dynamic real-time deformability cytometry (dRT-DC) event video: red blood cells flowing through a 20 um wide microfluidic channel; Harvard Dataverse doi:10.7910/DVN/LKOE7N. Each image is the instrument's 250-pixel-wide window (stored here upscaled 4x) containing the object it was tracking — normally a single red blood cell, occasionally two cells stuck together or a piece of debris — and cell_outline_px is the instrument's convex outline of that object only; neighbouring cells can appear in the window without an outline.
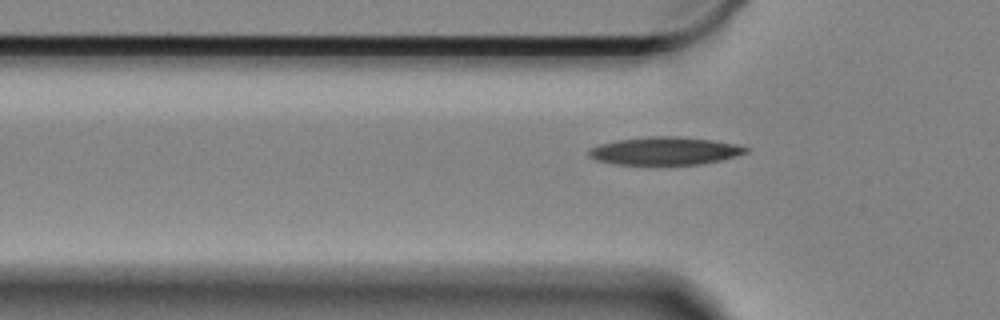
{"species": "Egyptian fruit bat (a non-hibernating species)", "species_latin": "Rousettus aegyptiacus", "temperature_condition": "cold", "stored_images_in_passage": 31, "camera_frame_rate_fps": 3000, "um_per_image_px": 0.085, "animal": {"sex": "female"}, "frame": {"image": 1, "passage_image": 4, "time_ms": 1.0, "image_size_px": [1000, 320], "cell_outline_px": [[748, 152], [736, 156], [720, 160], [700, 164], [616, 164], [596, 160], [588, 156], [588, 148], [600, 144], [616, 140], [648, 136], [676, 136], [712, 140], [736, 144], [748, 148]], "centroid_in_image_um": [56.48, 12.82], "position_along_channel_um": 69.3, "area_um2": 25.43}}
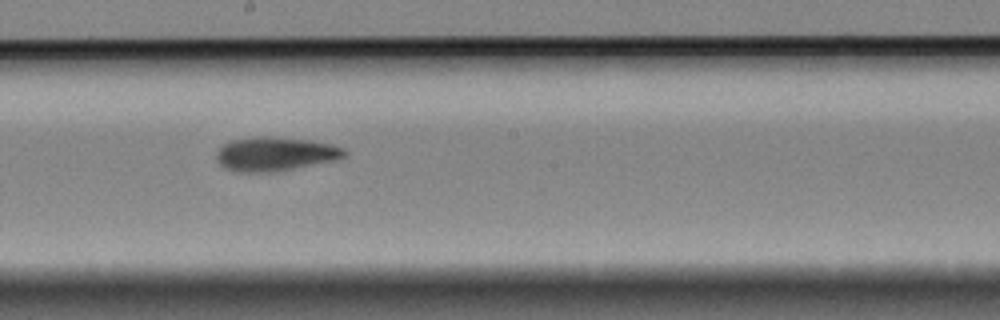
{"frame": {"image": 2, "passage_image": 18, "time_ms": 5.667, "image_size_px": [1000, 320], "cell_outline_px": [[348, 152], [344, 156], [332, 160], [276, 172], [236, 172], [224, 168], [216, 160], [216, 152], [228, 140], [256, 136], [276, 136], [312, 140], [332, 144], [344, 148]], "centroid_in_image_um": [23.35, 13.07], "position_along_channel_um": 224.9, "area_um2": 25.61}}
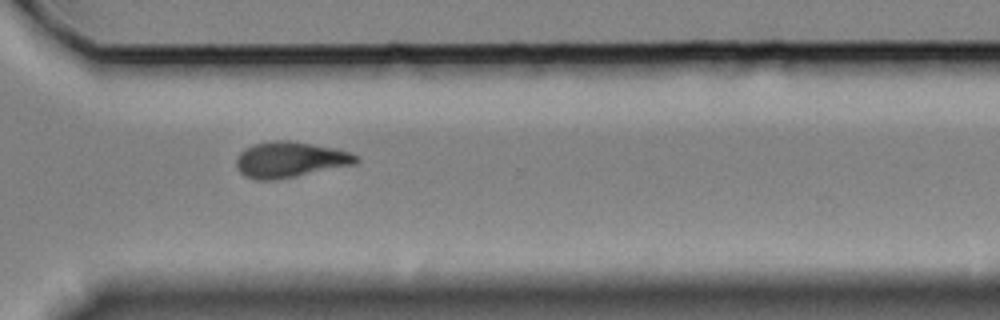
{"frame": {"image": 3, "passage_image": 29, "time_ms": 9.333, "image_size_px": [1000, 320], "cell_outline_px": [[360, 160], [356, 164], [276, 180], [256, 180], [244, 176], [236, 168], [236, 160], [240, 152], [244, 148], [252, 144], [276, 140], [288, 140], [312, 144], [332, 148], [348, 152], [356, 156]], "centroid_in_image_um": [24.6, 13.58], "position_along_channel_um": 346.0, "area_um2": 24.91}, "authors_computed_cell_mechanics": {"area_um2": 24.5072, "velocity_mm_per_s": 3.3045, "shape_relaxation_time_tau1_ms": 6.0647, "shape_relaxation_time_tau2_ms": 5.5605, "deformation_change_tau1": 0.1429, "deformation_change_tau2": 0.1238}}